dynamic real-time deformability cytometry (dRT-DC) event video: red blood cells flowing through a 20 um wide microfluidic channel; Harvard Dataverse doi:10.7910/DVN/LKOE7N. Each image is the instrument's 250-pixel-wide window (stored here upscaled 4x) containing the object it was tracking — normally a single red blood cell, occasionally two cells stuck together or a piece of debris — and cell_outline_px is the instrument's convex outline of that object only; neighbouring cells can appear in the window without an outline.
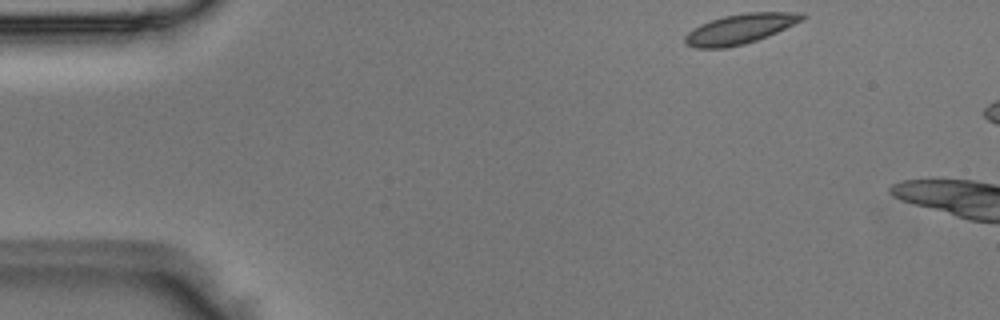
{"species": "Egyptian fruit bat (a non-hibernating species)", "species_latin": "Rousettus aegyptiacus", "temperature_condition": "room temperature", "stored_images_in_passage": 3, "camera_frame_rate_fps": 3000, "um_per_image_px": 0.085, "animal": {"sex": "male"}, "frame": {"image": 1, "passage_image": 1, "time_ms": 0.0, "image_size_px": [1000, 320], "cell_outline_px": [[804, 20], [768, 36], [744, 44], [724, 48], [696, 48], [684, 44], [684, 36], [688, 32], [700, 24], [724, 16], [744, 12], [800, 12], [804, 16]], "centroid_in_image_um": [62.89, 2.46], "position_along_channel_um": 22.1, "area_um2": 20.4}}